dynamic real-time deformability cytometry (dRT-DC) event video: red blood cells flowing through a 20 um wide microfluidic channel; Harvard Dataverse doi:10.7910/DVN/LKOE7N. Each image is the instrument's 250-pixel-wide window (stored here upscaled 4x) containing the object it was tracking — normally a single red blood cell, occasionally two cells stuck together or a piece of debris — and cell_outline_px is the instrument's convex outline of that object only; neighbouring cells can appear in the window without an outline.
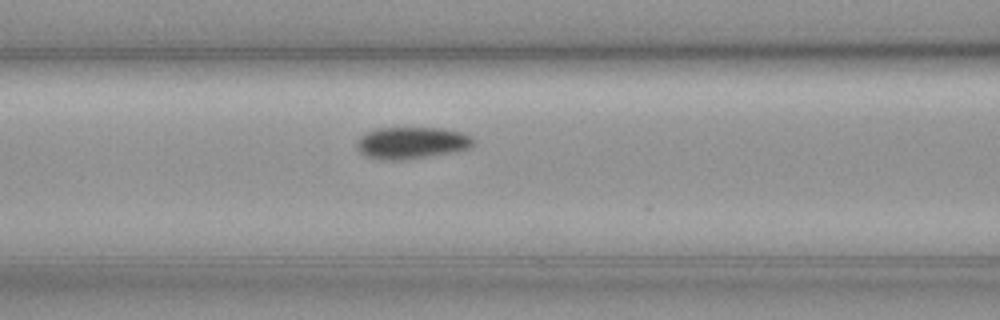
{"species": "common noctule bat (a hibernating species)", "species_latin": "Nyctalus noctula", "temperature_condition": "cold", "stored_images_in_passage": 16, "camera_frame_rate_fps": 3000, "um_per_image_px": 0.085, "animal": {"sex": "female", "body_mass_g": 19.3, "forearm_length_mm": 54.1}, "frame": {"image": 1, "passage_image": 11, "time_ms": 3.333, "image_size_px": [1000, 320], "cell_outline_px": [[476, 144], [468, 148], [452, 152], [396, 160], [380, 160], [368, 156], [360, 152], [356, 148], [356, 144], [360, 136], [376, 128], [444, 128], [460, 132], [472, 136], [476, 140]], "centroid_in_image_um": [35.0, 12.13], "position_along_channel_um": 131.6, "area_um2": 21.5}}